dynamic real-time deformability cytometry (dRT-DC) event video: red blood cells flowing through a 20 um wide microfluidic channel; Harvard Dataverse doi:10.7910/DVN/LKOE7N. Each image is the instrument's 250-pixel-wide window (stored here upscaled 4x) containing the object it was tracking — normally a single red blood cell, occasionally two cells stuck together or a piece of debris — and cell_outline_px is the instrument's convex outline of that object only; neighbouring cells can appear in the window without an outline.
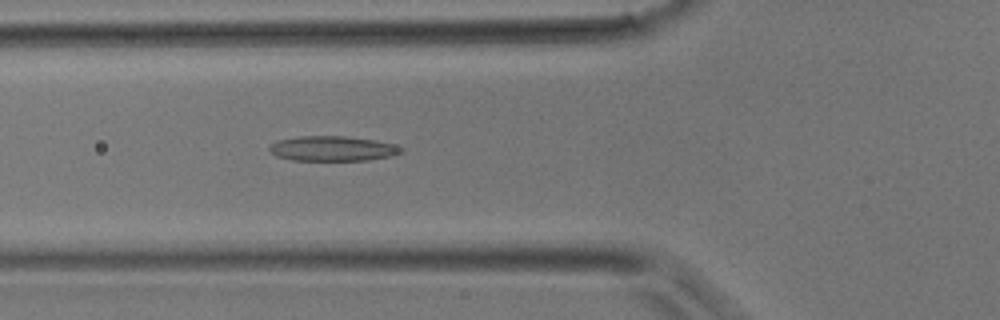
{"species": "common noctule bat (a hibernating species)", "species_latin": "Nyctalus noctula", "temperature_condition": "room temperature", "stored_images_in_passage": 34, "camera_frame_rate_fps": 3000, "um_per_image_px": 0.085, "animal": {"sex": "male", "body_mass_g": 17.9}, "frame": {"image": 1, "passage_image": 9, "time_ms": 2.667, "image_size_px": [1000, 320], "cell_outline_px": [[404, 152], [392, 156], [368, 160], [292, 160], [276, 156], [268, 148], [276, 140], [300, 136], [344, 136], [376, 140], [392, 144], [404, 148]], "centroid_in_image_um": [28.29, 12.62], "position_along_channel_um": 97.5, "area_um2": 19.19}}
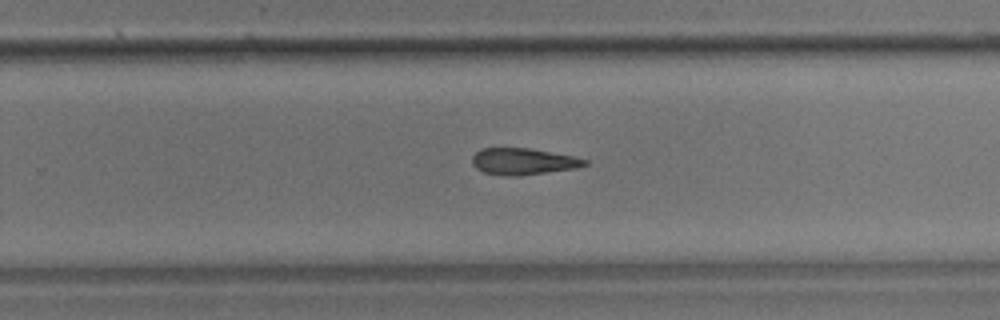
{"frame": {"image": 2, "passage_image": 20, "time_ms": 6.333, "image_size_px": [1000, 320], "cell_outline_px": [[588, 164], [576, 168], [520, 176], [504, 176], [484, 172], [476, 168], [472, 164], [472, 156], [480, 148], [528, 148], [572, 156], [588, 160]], "centroid_in_image_um": [44.44, 13.73], "position_along_channel_um": 285.4, "area_um2": 17.4}}
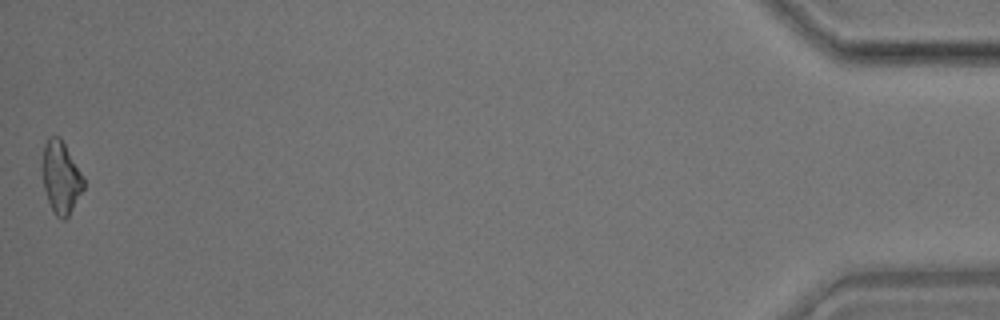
{"frame": {"image": 3, "passage_image": 34, "time_ms": 11.0, "image_size_px": [1000, 320], "cell_outline_px": [[84, 188], [68, 216], [64, 220], [60, 220], [52, 212], [44, 188], [44, 144], [48, 136], [60, 136], [84, 176]], "centroid_in_image_um": [5.21, 15.09], "position_along_channel_um": 430.0, "area_um2": 17.17}}